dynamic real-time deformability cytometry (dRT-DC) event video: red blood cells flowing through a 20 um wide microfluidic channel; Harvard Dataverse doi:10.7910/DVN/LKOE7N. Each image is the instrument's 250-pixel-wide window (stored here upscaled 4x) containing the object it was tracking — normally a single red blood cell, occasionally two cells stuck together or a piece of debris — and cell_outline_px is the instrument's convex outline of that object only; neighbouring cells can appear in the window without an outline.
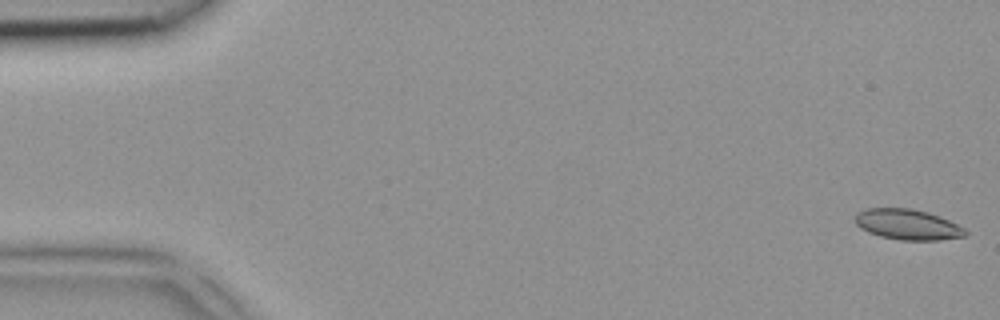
{"species": "common noctule bat (a hibernating species)", "species_latin": "Nyctalus noctula", "temperature_condition": "room temperature", "stored_images_in_passage": 6, "camera_frame_rate_fps": 3000, "um_per_image_px": 0.085, "animal": {"sex": "female", "body_mass_g": 18.4}, "frame": {"image": 1, "passage_image": 1, "time_ms": 0.0, "image_size_px": [1000, 320], "cell_outline_px": [[968, 236], [940, 240], [900, 240], [880, 236], [868, 232], [860, 228], [856, 224], [856, 212], [868, 208], [912, 208], [928, 212], [940, 216], [964, 228], [968, 232]], "centroid_in_image_um": [77.16, 19.08], "position_along_channel_um": 7.8, "area_um2": 19.71}}